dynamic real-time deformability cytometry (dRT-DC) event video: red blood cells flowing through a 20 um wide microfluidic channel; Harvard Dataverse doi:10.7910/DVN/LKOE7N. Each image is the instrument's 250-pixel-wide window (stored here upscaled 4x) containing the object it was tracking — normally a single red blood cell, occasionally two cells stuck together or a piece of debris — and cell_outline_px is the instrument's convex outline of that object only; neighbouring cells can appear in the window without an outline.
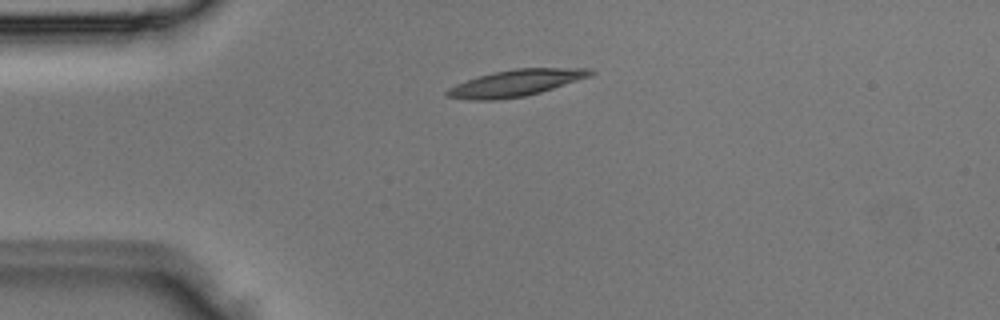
{"species": "Egyptian fruit bat (a non-hibernating species)", "species_latin": "Rousettus aegyptiacus", "temperature_condition": "room temperature", "stored_images_in_passage": 5, "camera_frame_rate_fps": 3000, "um_per_image_px": 0.085, "animal": {"sex": "male"}, "frame": {"image": 1, "passage_image": 5, "time_ms": 1.333, "image_size_px": [1000, 320], "cell_outline_px": [[596, 72], [592, 76], [540, 92], [524, 96], [496, 100], [472, 100], [448, 96], [444, 92], [448, 88], [456, 84], [492, 72], [516, 68], [592, 68]], "centroid_in_image_um": [43.89, 7.04], "position_along_channel_um": 41.1, "area_um2": 22.08}}